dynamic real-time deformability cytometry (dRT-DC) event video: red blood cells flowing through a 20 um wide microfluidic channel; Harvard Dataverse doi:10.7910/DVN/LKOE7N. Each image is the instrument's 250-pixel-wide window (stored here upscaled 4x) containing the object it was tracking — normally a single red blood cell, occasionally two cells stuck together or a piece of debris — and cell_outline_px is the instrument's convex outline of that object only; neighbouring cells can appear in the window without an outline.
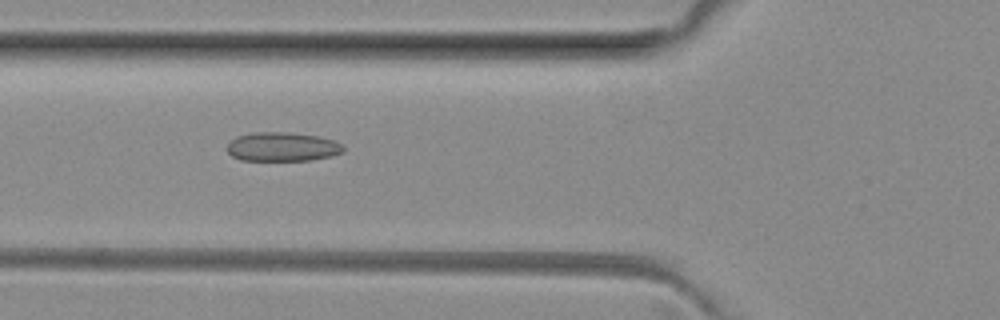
{"species": "common noctule bat (a hibernating species)", "species_latin": "Nyctalus noctula", "temperature_condition": "room temperature", "stored_images_in_passage": 36, "camera_frame_rate_fps": 3000, "um_per_image_px": 0.085, "animal": {"sex": "female", "body_mass_g": 29.2, "forearm_length_mm": 56.3}, "frame": {"image": 1, "passage_image": 4, "time_ms": 1.0, "image_size_px": [1000, 320], "cell_outline_px": [[344, 152], [332, 156], [312, 160], [240, 160], [232, 156], [224, 148], [236, 136], [252, 132], [288, 132], [320, 136], [332, 140], [340, 144], [344, 148]], "centroid_in_image_um": [23.98, 12.47], "position_along_channel_um": 101.8, "area_um2": 19.83}}
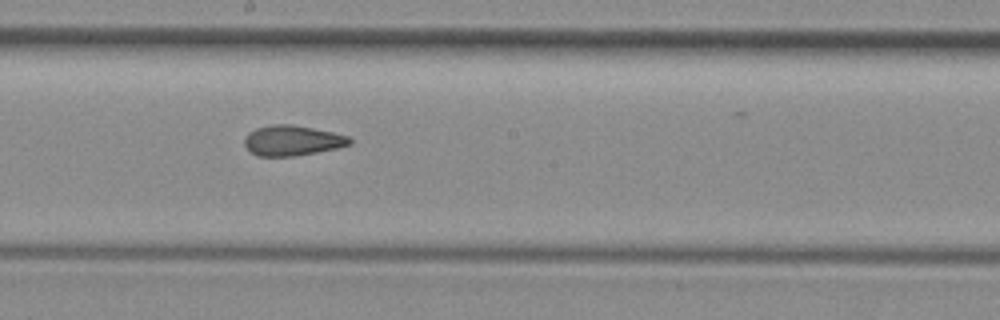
{"frame": {"image": 2, "passage_image": 13, "time_ms": 4.0, "image_size_px": [1000, 320], "cell_outline_px": [[352, 144], [336, 148], [296, 156], [256, 156], [244, 144], [244, 136], [248, 132], [256, 128], [272, 124], [288, 124], [312, 128], [332, 132], [348, 136], [352, 140]], "centroid_in_image_um": [24.82, 11.94], "position_along_channel_um": 223.4, "area_um2": 18.5}}
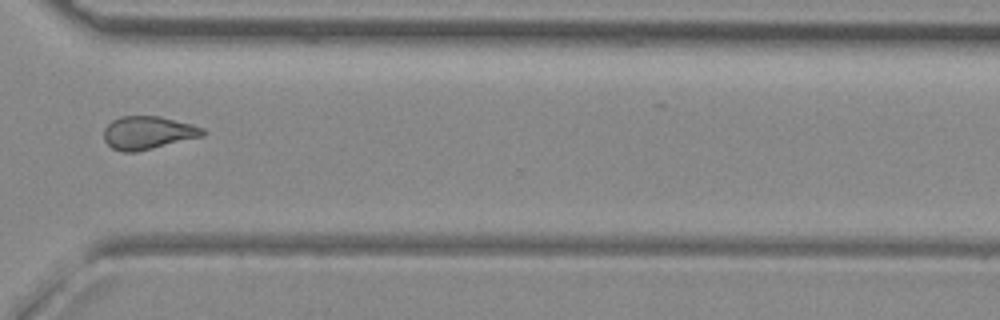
{"frame": {"image": 3, "passage_image": 23, "time_ms": 7.333, "image_size_px": [1000, 320], "cell_outline_px": [[204, 136], [136, 152], [124, 152], [112, 148], [104, 140], [104, 128], [112, 120], [120, 116], [160, 116], [192, 124], [204, 128]], "centroid_in_image_um": [12.57, 11.28], "position_along_channel_um": 358.0, "area_um2": 19.07}, "authors_computed_cell_mechanics": {"area_um2": 18.8717, "velocity_mm_per_s": 4.0459, "shape_relaxation_time_tau1_ms": null, "shape_relaxation_time_tau2_ms": 2.2418, "deformation_change_tau1": null, "deformation_change_tau2": 0.1031}}